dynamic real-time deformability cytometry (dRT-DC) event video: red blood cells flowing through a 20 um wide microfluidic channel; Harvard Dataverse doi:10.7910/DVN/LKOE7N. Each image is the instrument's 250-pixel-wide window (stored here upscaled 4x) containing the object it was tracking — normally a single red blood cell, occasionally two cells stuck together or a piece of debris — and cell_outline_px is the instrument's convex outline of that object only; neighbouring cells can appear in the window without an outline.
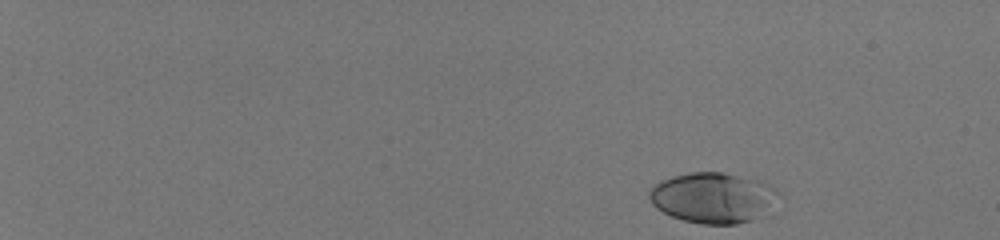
{"species": "human", "species_latin": "Homo sapiens", "temperature_condition": "room temperature", "stored_images_in_passage": 30, "camera_frame_rate_fps": 3000, "um_per_image_px": 0.085, "donor": {"sex": "male"}, "frame": {"image": 1, "passage_image": 1, "time_ms": 0.0, "image_size_px": [1000, 240], "cell_outline_px": [[780, 192], [752, 220], [736, 224], [704, 224], [684, 220], [672, 216], [656, 208], [652, 204], [648, 196], [648, 192], [660, 180], [672, 176], [688, 172], [720, 172], [756, 180], [768, 184], [776, 188]], "centroid_in_image_um": [60.5, 16.79], "position_along_channel_um": 24.5, "area_um2": 37.11}}
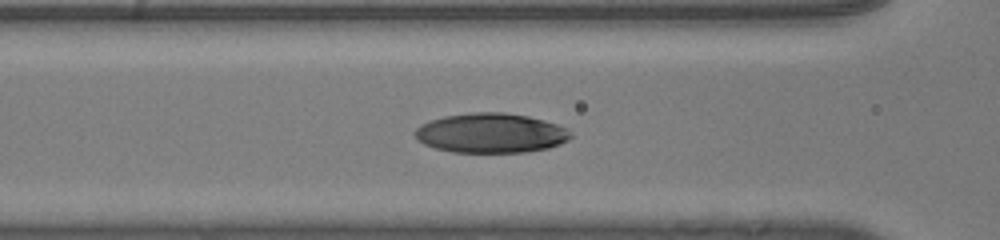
{"frame": {"image": 2, "passage_image": 22, "time_ms": 7.0, "image_size_px": [1000, 240], "cell_outline_px": [[572, 136], [568, 140], [560, 144], [548, 148], [524, 152], [452, 152], [436, 148], [424, 144], [416, 136], [416, 128], [420, 124], [444, 116], [472, 112], [504, 112], [528, 116], [544, 120], [556, 124], [572, 132]], "centroid_in_image_um": [41.74, 11.3], "position_along_channel_um": 124.9, "area_um2": 35.84}}
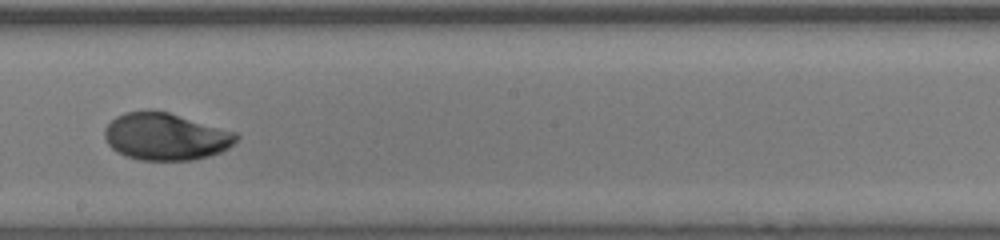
{"frame": {"image": 3, "passage_image": 30, "time_ms": 9.667, "image_size_px": [1000, 240], "cell_outline_px": [[240, 136], [228, 148], [220, 152], [208, 156], [192, 160], [140, 160], [124, 156], [116, 152], [108, 144], [104, 136], [104, 128], [116, 116], [124, 112], [148, 108], [152, 108], [168, 112], [236, 132]], "centroid_in_image_um": [14.04, 11.59], "position_along_channel_um": 234.2, "area_um2": 36.59}}